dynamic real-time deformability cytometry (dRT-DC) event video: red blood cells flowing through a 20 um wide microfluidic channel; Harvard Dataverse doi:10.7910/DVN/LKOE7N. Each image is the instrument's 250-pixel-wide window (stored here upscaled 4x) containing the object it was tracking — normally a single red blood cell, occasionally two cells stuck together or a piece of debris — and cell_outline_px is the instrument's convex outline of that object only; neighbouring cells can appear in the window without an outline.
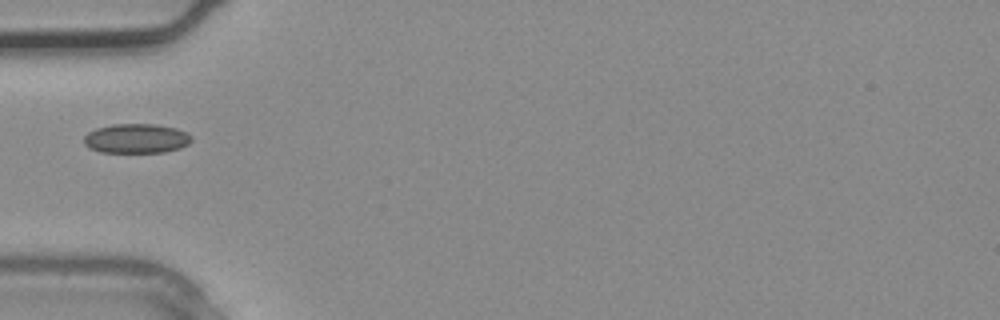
{"species": "common noctule bat (a hibernating species)", "species_latin": "Nyctalus noctula", "temperature_condition": "warm", "stored_images_in_passage": 1, "camera_frame_rate_fps": 3000, "um_per_image_px": 0.085, "animal": {"sex": "male", "body_mass_g": 20.4}, "frame": {"image": 1, "passage_image": 1, "time_ms": 0.0, "image_size_px": [1000, 320], "cell_outline_px": [[192, 140], [188, 144], [180, 148], [164, 152], [100, 152], [88, 148], [84, 144], [84, 136], [88, 132], [96, 128], [112, 124], [156, 124], [176, 128], [192, 136]], "centroid_in_image_um": [11.57, 11.77], "position_along_channel_um": 73.4, "area_um2": 18.55}}